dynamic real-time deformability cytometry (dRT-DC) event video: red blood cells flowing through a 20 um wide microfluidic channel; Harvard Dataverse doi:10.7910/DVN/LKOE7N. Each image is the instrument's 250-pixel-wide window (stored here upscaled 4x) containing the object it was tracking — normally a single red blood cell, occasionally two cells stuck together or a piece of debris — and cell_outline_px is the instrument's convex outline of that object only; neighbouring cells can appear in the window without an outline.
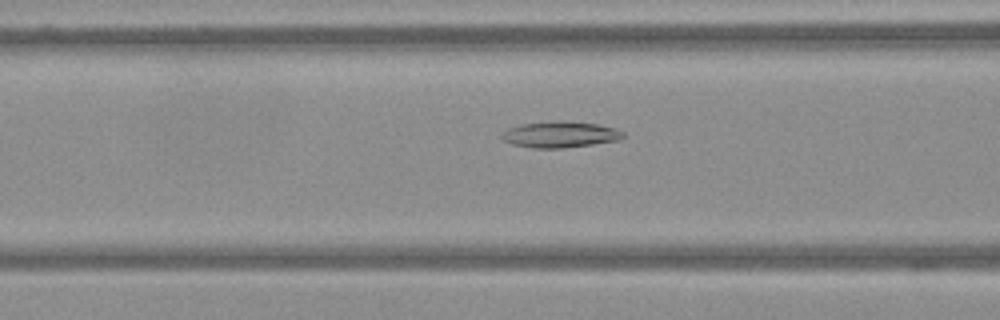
{"species": "Egyptian fruit bat (a non-hibernating species)", "species_latin": "Rousettus aegyptiacus", "temperature_condition": "warm", "stored_images_in_passage": 58, "camera_frame_rate_fps": 3000, "um_per_image_px": 0.085, "frame": {"image": 1, "passage_image": 20, "time_ms": 6.333, "image_size_px": [1000, 320], "cell_outline_px": [[624, 136], [620, 140], [564, 148], [532, 148], [512, 144], [504, 140], [500, 136], [500, 132], [508, 128], [520, 124], [560, 120], [596, 124], [616, 128], [624, 132]], "centroid_in_image_um": [47.58, 11.43], "position_along_channel_um": 119.0, "area_um2": 18.61}}
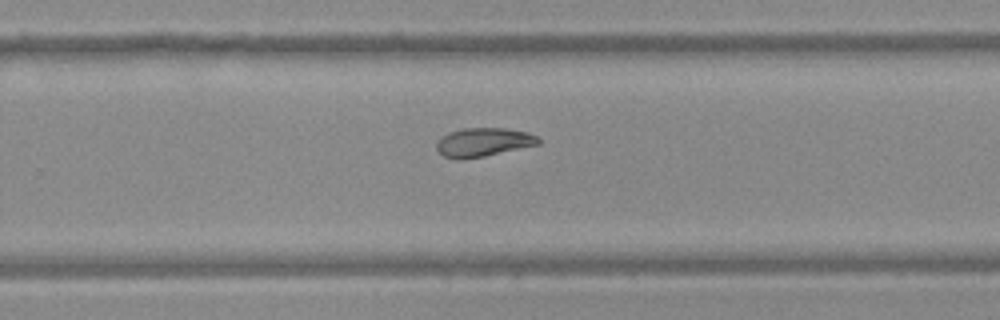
{"frame": {"image": 2, "passage_image": 36, "time_ms": 11.667, "image_size_px": [1000, 320], "cell_outline_px": [[540, 144], [484, 156], [460, 160], [456, 160], [444, 156], [436, 148], [436, 144], [440, 136], [448, 132], [464, 128], [504, 128], [528, 132], [536, 136], [540, 140]], "centroid_in_image_um": [41.05, 12.09], "position_along_channel_um": 288.7, "area_um2": 17.11}}
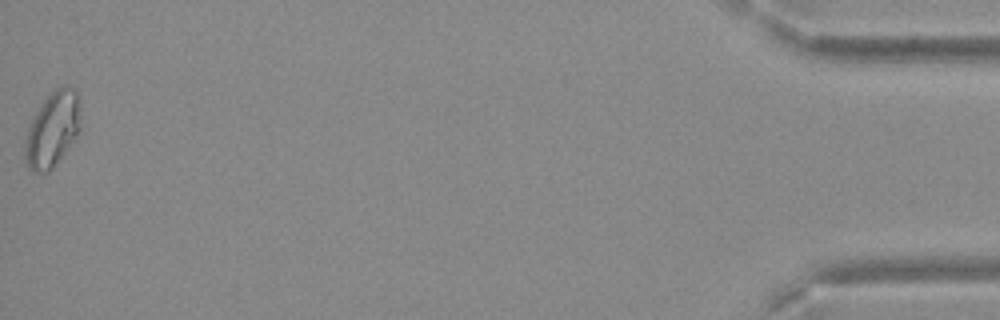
{"frame": {"image": 3, "passage_image": 58, "time_ms": 19.0, "image_size_px": [1000, 320], "cell_outline_px": [[80, 132], [52, 168], [48, 172], [32, 172], [28, 168], [24, 156], [24, 140], [28, 128], [36, 112], [44, 100], [56, 88], [64, 84], [68, 84], [76, 88], [80, 96]], "centroid_in_image_um": [4.48, 10.96], "position_along_channel_um": 430.7, "area_um2": 24.62}}